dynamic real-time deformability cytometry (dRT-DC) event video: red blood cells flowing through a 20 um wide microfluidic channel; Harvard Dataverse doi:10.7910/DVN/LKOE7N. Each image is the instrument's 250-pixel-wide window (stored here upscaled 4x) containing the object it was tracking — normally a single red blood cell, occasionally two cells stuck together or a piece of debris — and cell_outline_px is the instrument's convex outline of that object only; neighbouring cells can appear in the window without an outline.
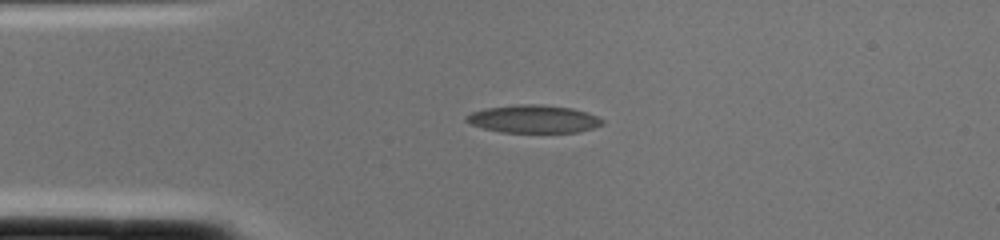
{"species": "common noctule bat (a hibernating species)", "species_latin": "Nyctalus noctula", "temperature_condition": "cold", "stored_images_in_passage": 1, "camera_frame_rate_fps": 3000, "um_per_image_px": 0.085, "animal": {"sex": "female", "body_mass_g": 22.0, "forearm_length_mm": 56.7}, "frame": {"image": 1, "passage_image": 1, "time_ms": 0.0, "image_size_px": [1000, 240], "cell_outline_px": [[604, 124], [596, 128], [576, 132], [500, 132], [484, 128], [472, 124], [464, 120], [464, 116], [472, 112], [484, 108], [516, 104], [536, 104], [572, 108], [596, 116], [604, 120]], "centroid_in_image_um": [45.34, 10.11], "position_along_channel_um": 39.7, "area_um2": 22.08}}